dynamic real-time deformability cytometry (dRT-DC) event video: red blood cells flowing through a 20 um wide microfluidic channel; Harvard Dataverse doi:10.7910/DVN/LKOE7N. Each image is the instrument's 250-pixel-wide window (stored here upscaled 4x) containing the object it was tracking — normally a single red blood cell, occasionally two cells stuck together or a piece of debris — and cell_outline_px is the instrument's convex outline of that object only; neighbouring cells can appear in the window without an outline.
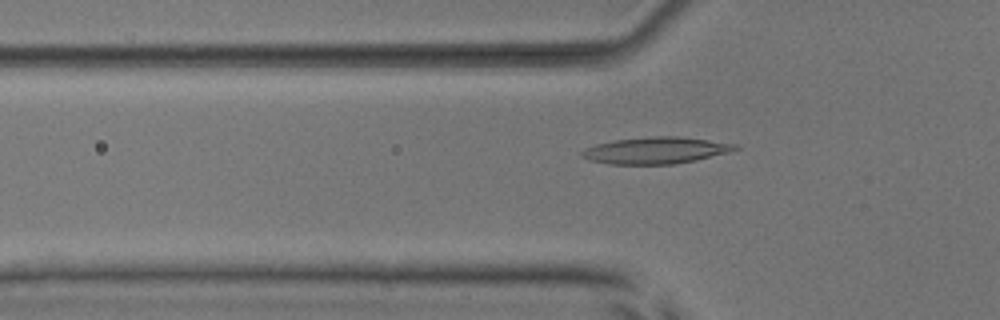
{"species": "common noctule bat (a hibernating species)", "species_latin": "Nyctalus noctula", "temperature_condition": "room temperature", "stored_images_in_passage": 53, "camera_frame_rate_fps": 3000, "um_per_image_px": 0.085, "animal": {"sex": "male", "body_mass_g": 17.9, "forearm_length_mm": 54.2}, "frame": {"image": 1, "passage_image": 18, "time_ms": 5.667, "image_size_px": [1000, 320], "cell_outline_px": [[740, 148], [728, 152], [696, 160], [676, 164], [608, 164], [592, 160], [580, 156], [580, 152], [584, 148], [596, 144], [616, 140], [656, 136], [676, 136], [740, 144]], "centroid_in_image_um": [55.75, 12.78], "position_along_channel_um": 70.0, "area_um2": 23.7}}
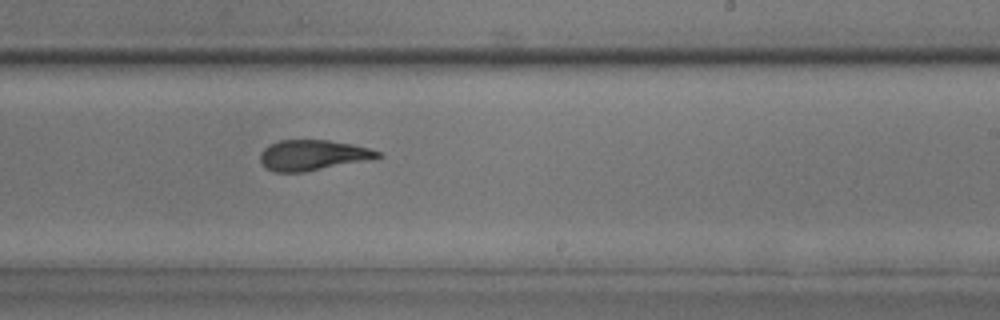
{"frame": {"image": 2, "passage_image": 33, "time_ms": 10.667, "image_size_px": [1000, 320], "cell_outline_px": [[384, 156], [304, 172], [276, 172], [264, 168], [260, 160], [260, 152], [268, 144], [280, 140], [328, 140], [352, 144], [368, 148], [380, 152]], "centroid_in_image_um": [26.51, 13.18], "position_along_channel_um": 262.5, "area_um2": 20.69}}
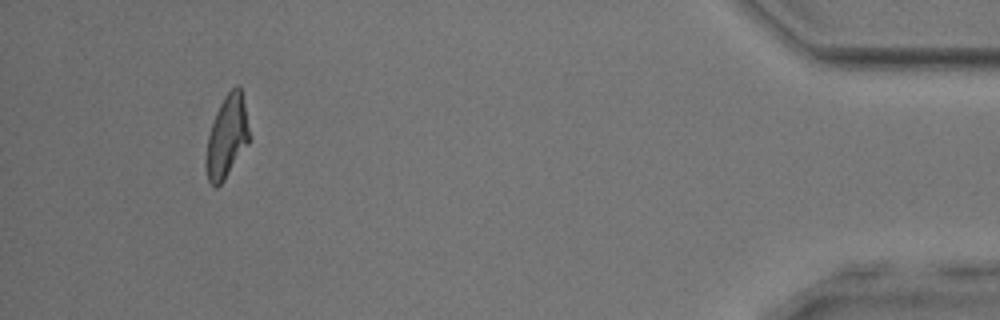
{"frame": {"image": 3, "passage_image": 50, "time_ms": 16.333, "image_size_px": [1000, 320], "cell_outline_px": [[248, 144], [224, 180], [216, 188], [208, 180], [204, 164], [208, 136], [216, 112], [224, 96], [236, 84], [240, 84], [244, 104], [248, 128]], "centroid_in_image_um": [19.26, 11.63], "position_along_channel_um": 415.9, "area_um2": 20.52}, "authors_computed_cell_mechanics": {"area_um2": 21.8484, "velocity_mm_per_s": 3.8661, "shape_relaxation_time_tau1_ms": 5.8037, "shape_relaxation_time_tau2_ms": 2.0093, "deformation_change_tau1": 0.1782, "deformation_change_tau2": 0.0958}}